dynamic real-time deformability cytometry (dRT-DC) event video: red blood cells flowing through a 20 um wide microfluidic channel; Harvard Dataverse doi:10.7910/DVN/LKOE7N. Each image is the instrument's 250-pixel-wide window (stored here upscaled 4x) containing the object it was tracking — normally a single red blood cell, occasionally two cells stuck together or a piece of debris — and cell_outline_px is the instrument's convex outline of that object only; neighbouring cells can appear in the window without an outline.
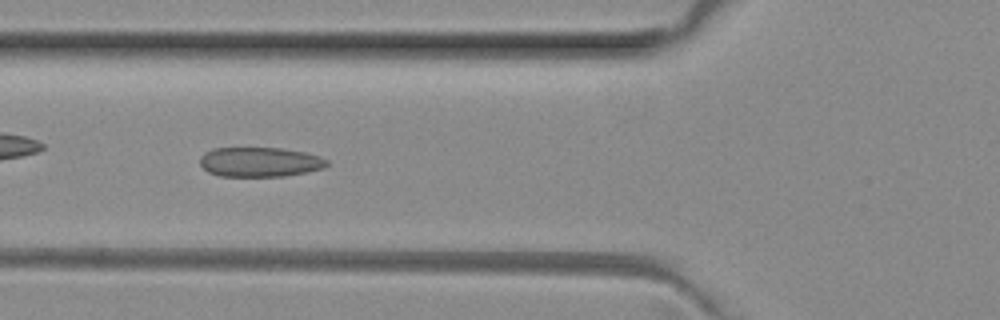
{"species": "common noctule bat (a hibernating species)", "species_latin": "Nyctalus noctula", "temperature_condition": "room temperature", "stored_images_in_passage": 8, "camera_frame_rate_fps": 3000, "um_per_image_px": 0.085, "animal": {"sex": "female", "body_mass_g": 29.2, "forearm_length_mm": 56.3}, "frame": {"image": 1, "passage_image": 6, "time_ms": 1.667, "image_size_px": [1000, 320], "cell_outline_px": [[328, 164], [324, 168], [284, 176], [220, 176], [208, 172], [200, 164], [200, 156], [204, 152], [212, 148], [280, 148], [304, 152], [320, 156], [328, 160]], "centroid_in_image_um": [22.06, 13.76], "position_along_channel_um": 103.7, "area_um2": 21.91}}
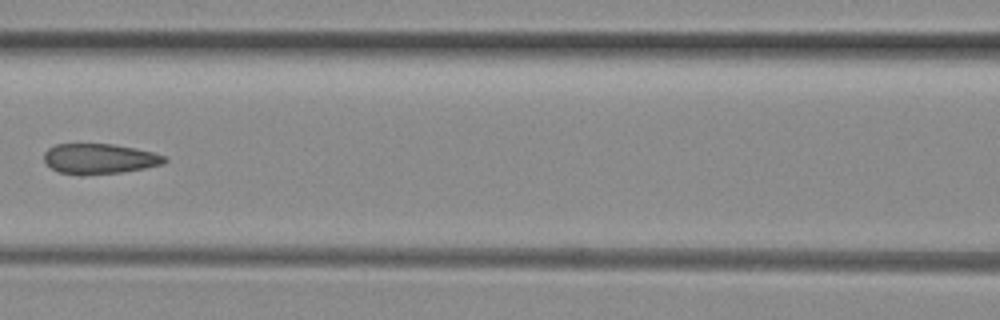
{"frame": {"image": 2, "passage_image": 7, "time_ms": 2.0, "image_size_px": [1000, 320], "cell_outline_px": [[168, 160], [164, 164], [144, 168], [120, 172], [80, 176], [60, 172], [52, 168], [44, 160], [44, 152], [48, 148], [56, 144], [112, 144], [152, 152], [168, 156]], "centroid_in_image_um": [8.46, 13.5], "position_along_channel_um": 158.1, "area_um2": 21.27}}
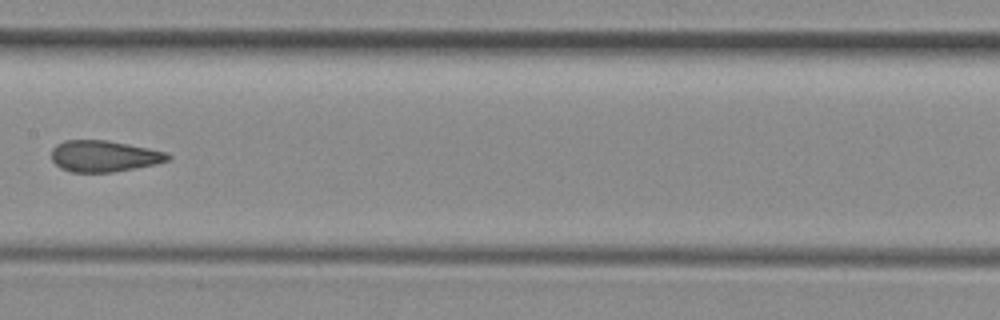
{"frame": {"image": 3, "passage_image": 8, "time_ms": 2.333, "image_size_px": [1000, 320], "cell_outline_px": [[172, 160], [156, 164], [136, 168], [112, 172], [72, 172], [60, 168], [52, 160], [52, 148], [56, 144], [64, 140], [108, 140], [168, 152], [172, 156]], "centroid_in_image_um": [8.87, 13.27], "position_along_channel_um": 198.5, "area_um2": 21.44}}